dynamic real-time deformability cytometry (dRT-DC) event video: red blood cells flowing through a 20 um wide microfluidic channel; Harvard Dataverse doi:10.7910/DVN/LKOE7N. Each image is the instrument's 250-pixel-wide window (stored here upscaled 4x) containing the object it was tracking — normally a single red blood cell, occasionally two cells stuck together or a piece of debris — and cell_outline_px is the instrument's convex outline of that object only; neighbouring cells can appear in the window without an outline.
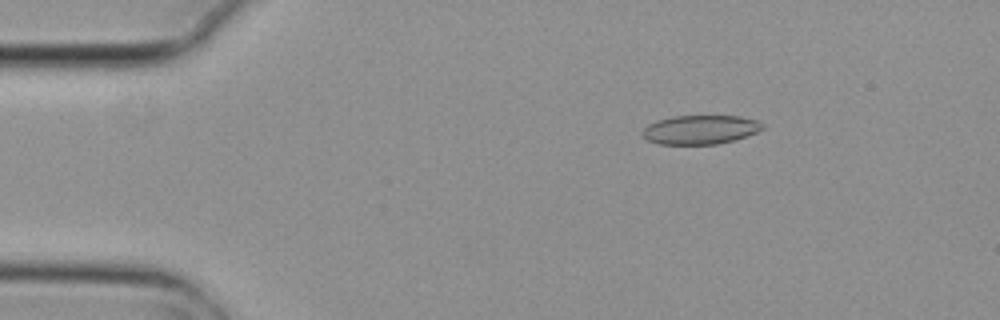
{"species": "common noctule bat (a hibernating species)", "species_latin": "Nyctalus noctula", "temperature_condition": "cold", "stored_images_in_passage": 4, "camera_frame_rate_fps": 3000, "um_per_image_px": 0.085, "animal": {"sex": "female", "body_mass_g": 29.2, "forearm_length_mm": 56.3}, "frame": {"image": 1, "passage_image": 2, "time_ms": 0.333, "image_size_px": [1000, 320], "cell_outline_px": [[764, 128], [756, 132], [736, 140], [716, 144], [660, 144], [648, 140], [640, 132], [648, 124], [656, 120], [672, 116], [740, 116], [756, 120], [764, 124]], "centroid_in_image_um": [59.52, 11.02], "position_along_channel_um": 25.5, "area_um2": 20.35}}